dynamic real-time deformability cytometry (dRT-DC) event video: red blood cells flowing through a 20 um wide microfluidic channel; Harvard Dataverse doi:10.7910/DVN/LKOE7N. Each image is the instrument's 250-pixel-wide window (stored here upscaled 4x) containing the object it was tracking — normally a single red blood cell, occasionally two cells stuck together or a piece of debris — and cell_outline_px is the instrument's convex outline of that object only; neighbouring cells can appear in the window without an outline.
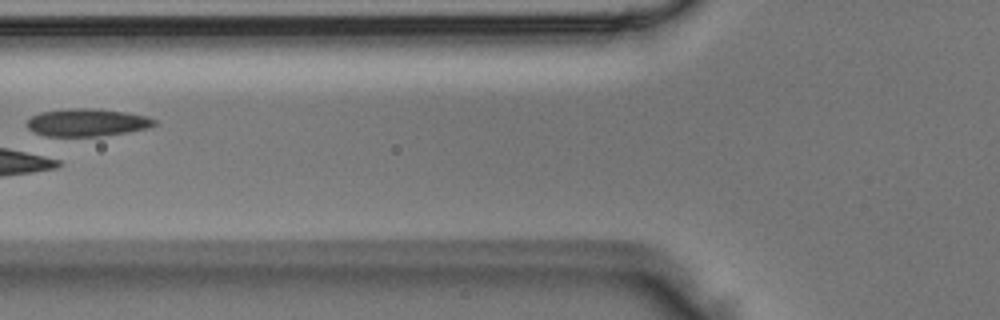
{"species": "Egyptian fruit bat (a non-hibernating species)", "species_latin": "Rousettus aegyptiacus", "temperature_condition": "room temperature", "stored_images_in_passage": 6, "camera_frame_rate_fps": 3000, "um_per_image_px": 0.085, "animal": {"sex": "male"}, "frame": {"image": 1, "passage_image": 5, "time_ms": 1.333, "image_size_px": [1000, 320], "cell_outline_px": [[156, 124], [148, 128], [128, 132], [100, 136], [48, 136], [32, 132], [28, 128], [28, 120], [32, 116], [40, 112], [68, 108], [92, 108], [128, 112], [148, 116], [156, 120]], "centroid_in_image_um": [7.42, 10.4], "position_along_channel_um": 118.4, "area_um2": 20.63}}